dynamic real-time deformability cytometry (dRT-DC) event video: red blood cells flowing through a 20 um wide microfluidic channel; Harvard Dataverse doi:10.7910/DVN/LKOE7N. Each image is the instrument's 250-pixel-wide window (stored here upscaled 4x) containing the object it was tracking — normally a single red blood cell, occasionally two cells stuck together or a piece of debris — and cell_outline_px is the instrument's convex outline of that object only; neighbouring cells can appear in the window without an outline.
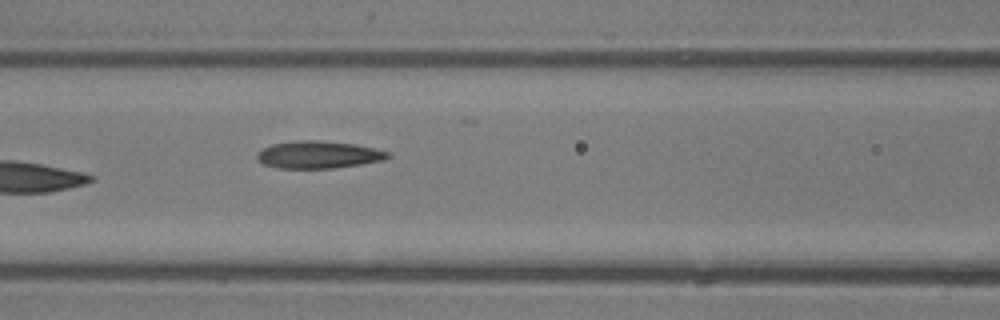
{"species": "common noctule bat (a hibernating species)", "species_latin": "Nyctalus noctula", "temperature_condition": "room temperature", "stored_images_in_passage": 6, "camera_frame_rate_fps": 3000, "um_per_image_px": 0.085, "animal": {"sex": "male", "body_mass_g": 13.3}, "frame": {"image": 1, "passage_image": 6, "time_ms": 6.333, "image_size_px": [1000, 320], "cell_outline_px": [[388, 156], [384, 160], [360, 164], [332, 168], [276, 168], [264, 164], [256, 160], [256, 152], [272, 144], [300, 140], [320, 140], [352, 144], [372, 148], [388, 152]], "centroid_in_image_um": [26.99, 13.15], "position_along_channel_um": 139.6, "area_um2": 20.63}}